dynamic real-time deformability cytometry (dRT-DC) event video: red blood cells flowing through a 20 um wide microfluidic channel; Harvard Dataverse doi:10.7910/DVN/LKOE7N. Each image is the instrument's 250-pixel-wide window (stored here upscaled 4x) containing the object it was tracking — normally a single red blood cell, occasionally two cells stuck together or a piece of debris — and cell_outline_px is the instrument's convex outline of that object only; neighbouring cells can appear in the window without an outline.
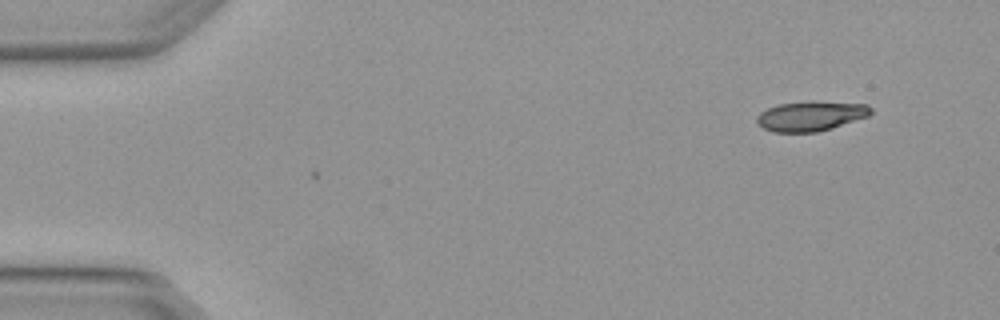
{"species": "Egyptian fruit bat (a non-hibernating species)", "species_latin": "Rousettus aegyptiacus", "temperature_condition": "warm", "stored_images_in_passage": 4, "camera_frame_rate_fps": 3000, "um_per_image_px": 0.085, "animal": {"sex": "female"}, "frame": {"image": 1, "passage_image": 1, "time_ms": 0.0, "image_size_px": [1000, 320], "cell_outline_px": [[872, 112], [868, 116], [832, 128], [816, 132], [772, 132], [756, 124], [756, 116], [760, 112], [768, 108], [780, 104], [812, 100], [868, 104], [872, 108]], "centroid_in_image_um": [68.91, 9.85], "position_along_channel_um": 16.1, "area_um2": 20.06}}
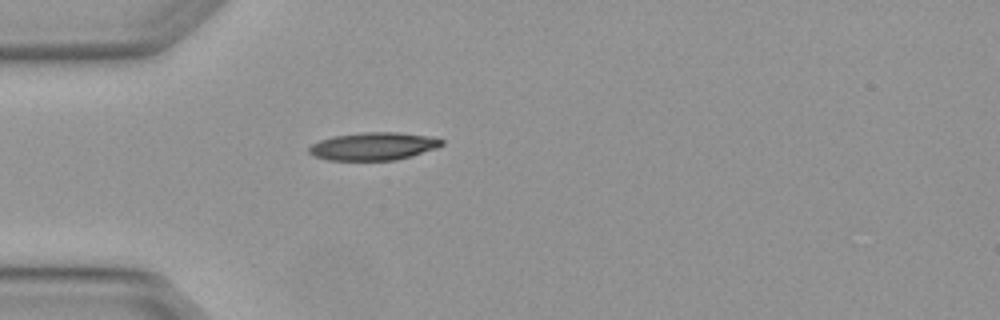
{"frame": {"image": 2, "passage_image": 4, "time_ms": 1.0, "image_size_px": [1000, 320], "cell_outline_px": [[444, 144], [436, 148], [412, 156], [396, 160], [328, 160], [316, 156], [308, 152], [308, 148], [312, 144], [320, 140], [332, 136], [364, 132], [396, 132], [428, 136], [444, 140]], "centroid_in_image_um": [31.74, 12.43], "position_along_channel_um": 53.3, "area_um2": 21.44}}